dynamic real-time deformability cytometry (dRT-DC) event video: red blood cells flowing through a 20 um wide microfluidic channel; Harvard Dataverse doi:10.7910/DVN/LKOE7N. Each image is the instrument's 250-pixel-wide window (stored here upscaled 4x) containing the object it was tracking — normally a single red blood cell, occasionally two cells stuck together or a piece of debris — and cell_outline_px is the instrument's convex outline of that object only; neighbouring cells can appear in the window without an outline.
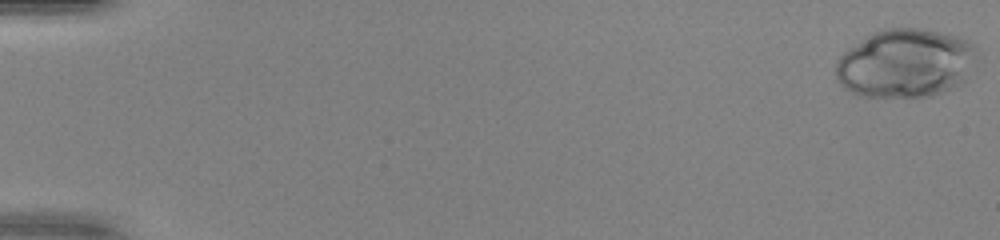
{"species": "human", "species_latin": "Homo sapiens", "temperature_condition": "warm", "stored_images_in_passage": 9, "camera_frame_rate_fps": 3000, "um_per_image_px": 0.085, "donor": {"sex": "female"}, "frame": {"image": 1, "passage_image": 1, "time_ms": 0.0, "image_size_px": [1000, 240], "cell_outline_px": [[980, 60], [968, 80], [952, 88], [932, 96], [864, 96], [852, 92], [844, 88], [836, 80], [836, 64], [840, 56], [844, 52], [872, 32], [884, 28], [924, 28], [956, 36], [968, 40], [976, 48]], "centroid_in_image_um": [77.04, 5.37], "position_along_channel_um": 8.0, "area_um2": 57.16}}